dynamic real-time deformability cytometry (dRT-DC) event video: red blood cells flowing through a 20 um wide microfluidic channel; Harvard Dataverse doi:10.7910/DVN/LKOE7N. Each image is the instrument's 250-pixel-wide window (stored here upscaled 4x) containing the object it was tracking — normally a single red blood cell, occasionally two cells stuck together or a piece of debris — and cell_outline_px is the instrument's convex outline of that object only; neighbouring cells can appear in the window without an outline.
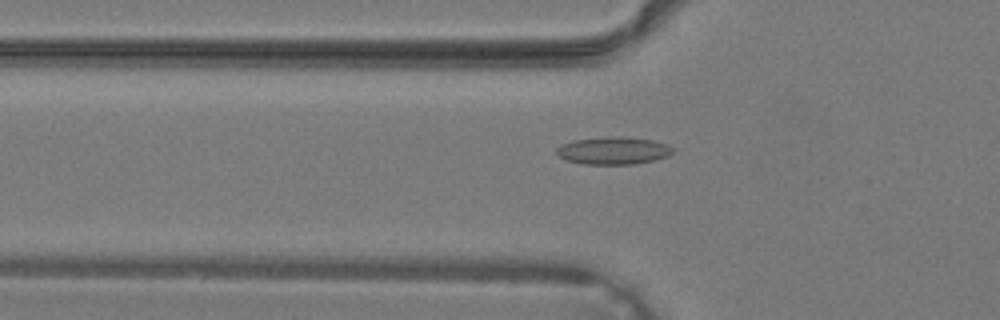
{"species": "common noctule bat (a hibernating species)", "species_latin": "Nyctalus noctula", "temperature_condition": "warm", "stored_images_in_passage": 39, "camera_frame_rate_fps": 3000, "um_per_image_px": 0.085, "animal": {"sex": "male", "body_mass_g": 19.2, "forearm_length_mm": 51.8}, "frame": {"image": 1, "passage_image": 14, "time_ms": 4.333, "image_size_px": [1000, 320], "cell_outline_px": [[672, 152], [668, 156], [652, 160], [632, 164], [584, 164], [564, 160], [556, 152], [556, 148], [572, 140], [612, 136], [624, 136], [652, 140], [664, 144], [672, 148]], "centroid_in_image_um": [52.09, 12.8], "position_along_channel_um": 73.7, "area_um2": 18.44}}
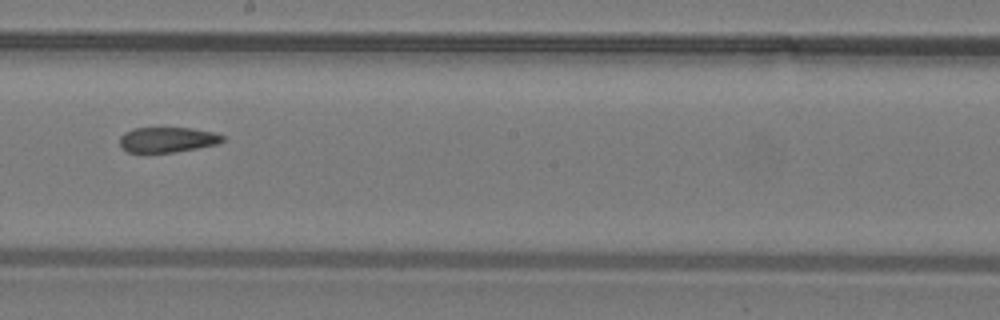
{"frame": {"image": 2, "passage_image": 23, "time_ms": 7.333, "image_size_px": [1000, 320], "cell_outline_px": [[224, 140], [216, 144], [196, 148], [172, 152], [128, 152], [120, 148], [120, 136], [124, 132], [132, 128], [192, 128], [212, 132], [224, 136]], "centroid_in_image_um": [14.18, 11.87], "position_along_channel_um": 234.0, "area_um2": 15.03}}
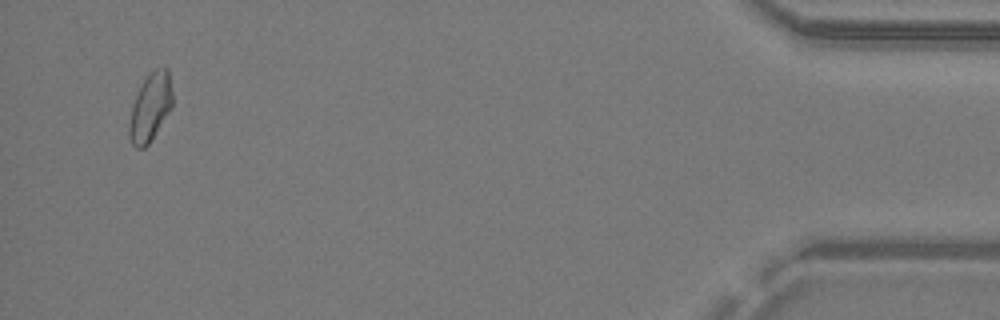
{"frame": {"image": 3, "passage_image": 38, "time_ms": 12.333, "image_size_px": [1000, 320], "cell_outline_px": [[172, 108], [148, 144], [144, 148], [136, 148], [132, 144], [128, 136], [128, 124], [132, 104], [144, 80], [156, 68], [168, 68], [172, 88]], "centroid_in_image_um": [12.77, 9.14], "position_along_channel_um": 422.4, "area_um2": 17.05}}